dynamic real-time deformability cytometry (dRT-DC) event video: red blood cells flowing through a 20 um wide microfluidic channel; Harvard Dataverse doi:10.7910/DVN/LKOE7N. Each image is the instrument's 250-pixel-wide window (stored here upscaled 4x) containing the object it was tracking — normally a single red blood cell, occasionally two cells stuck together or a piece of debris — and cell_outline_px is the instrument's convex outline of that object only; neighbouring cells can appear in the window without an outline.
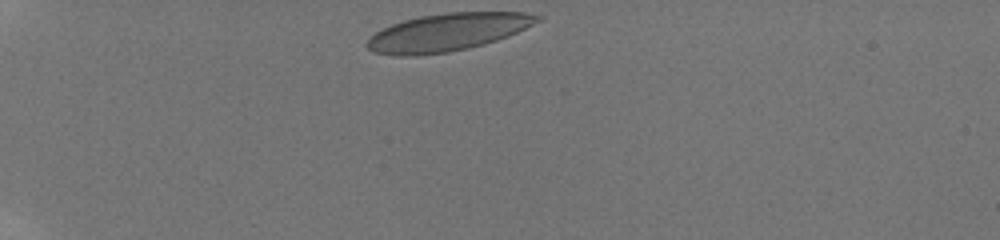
{"species": "human", "species_latin": "Homo sapiens", "temperature_condition": "room temperature", "stored_images_in_passage": 29, "camera_frame_rate_fps": 3000, "um_per_image_px": 0.085, "donor": {"sex": "male"}, "frame": {"image": 1, "passage_image": 1, "time_ms": 0.0, "image_size_px": [1000, 240], "cell_outline_px": [[544, 16], [540, 20], [508, 36], [484, 44], [468, 48], [448, 52], [416, 56], [396, 56], [376, 52], [368, 48], [364, 44], [368, 36], [392, 24], [404, 20], [420, 16], [448, 12], [524, 12]], "centroid_in_image_um": [38.01, 2.74], "position_along_channel_um": 47.0, "area_um2": 37.28}}
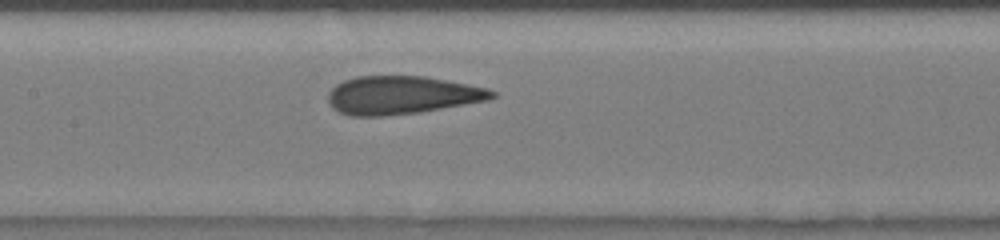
{"frame": {"image": 2, "passage_image": 13, "time_ms": 4.667, "image_size_px": [1000, 240], "cell_outline_px": [[496, 96], [488, 100], [420, 112], [384, 116], [348, 116], [332, 108], [328, 104], [328, 92], [336, 84], [344, 80], [356, 76], [424, 76], [468, 84], [488, 88], [496, 92]], "centroid_in_image_um": [34.13, 8.09], "position_along_channel_um": 173.3, "area_um2": 36.59}}
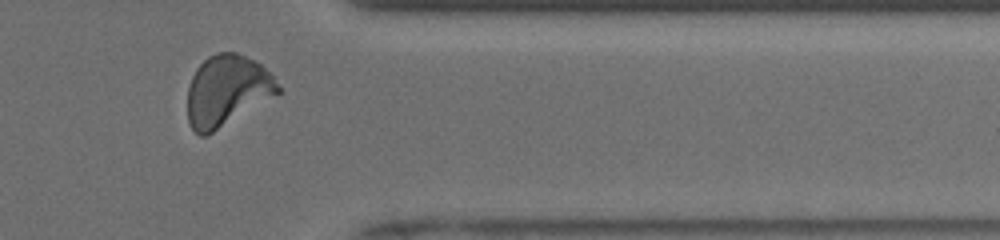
{"frame": {"image": 3, "passage_image": 28, "time_ms": 10.333, "image_size_px": [1000, 240], "cell_outline_px": [[280, 92], [212, 132], [204, 136], [200, 136], [188, 124], [188, 88], [192, 76], [196, 68], [208, 56], [216, 52], [236, 52], [260, 64], [272, 76], [280, 88]], "centroid_in_image_um": [19.24, 7.69], "position_along_channel_um": 392.2, "area_um2": 36.65}, "authors_computed_cell_mechanics": {"area_um2": 36.4718, "velocity_mm_per_s": 3.9255, "shape_relaxation_time_tau1_ms": 7.3577, "shape_relaxation_time_tau2_ms": 0.7332, "deformation_change_tau1": 0.2064, "deformation_change_tau2": 0.0611}}